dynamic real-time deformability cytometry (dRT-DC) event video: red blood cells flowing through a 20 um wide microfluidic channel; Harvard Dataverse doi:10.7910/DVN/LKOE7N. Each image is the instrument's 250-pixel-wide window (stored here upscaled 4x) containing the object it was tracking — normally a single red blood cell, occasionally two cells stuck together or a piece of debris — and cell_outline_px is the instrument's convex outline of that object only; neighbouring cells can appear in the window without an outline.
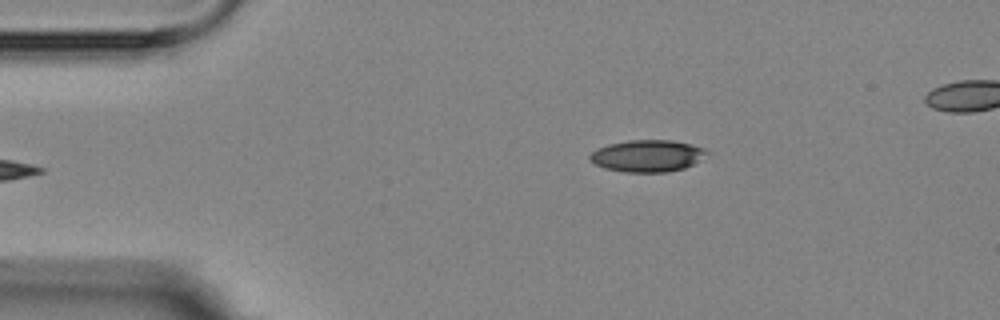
{"species": "Egyptian fruit bat (a non-hibernating species)", "species_latin": "Rousettus aegyptiacus", "temperature_condition": "room temperature", "stored_images_in_passage": 4, "camera_frame_rate_fps": 3000, "um_per_image_px": 0.085, "animal": {"sex": "female"}, "frame": {"image": 1, "passage_image": 1, "time_ms": 0.0, "image_size_px": [1000, 320], "cell_outline_px": [[712, 152], [692, 164], [684, 168], [668, 172], [624, 172], [604, 168], [596, 164], [588, 156], [596, 148], [608, 144], [628, 140], [672, 140], [692, 144], [704, 148]], "centroid_in_image_um": [55.05, 13.24], "position_along_channel_um": 30.0, "area_um2": 21.85}}